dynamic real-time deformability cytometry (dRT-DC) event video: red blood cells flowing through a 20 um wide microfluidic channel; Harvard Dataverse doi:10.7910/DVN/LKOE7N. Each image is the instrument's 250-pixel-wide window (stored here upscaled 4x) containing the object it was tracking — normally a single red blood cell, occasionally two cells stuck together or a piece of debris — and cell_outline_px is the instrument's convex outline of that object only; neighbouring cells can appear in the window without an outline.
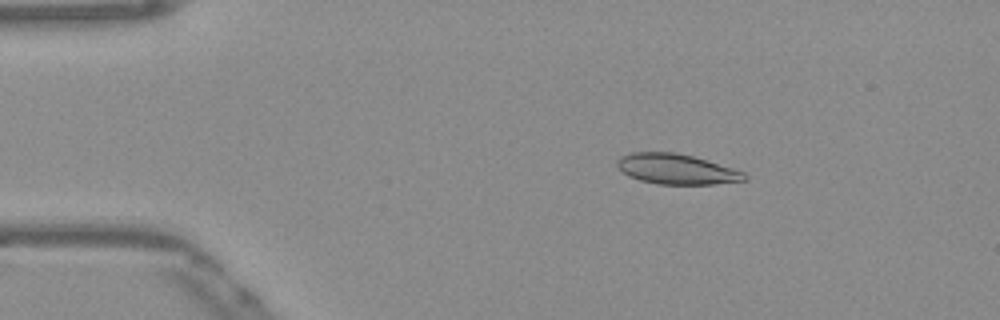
{"species": "Egyptian fruit bat (a non-hibernating species)", "species_latin": "Rousettus aegyptiacus", "temperature_condition": "warm", "stored_images_in_passage": 51, "camera_frame_rate_fps": 3000, "um_per_image_px": 0.085, "frame": {"image": 1, "passage_image": 8, "time_ms": 2.333, "image_size_px": [1000, 320], "cell_outline_px": [[748, 176], [744, 180], [712, 184], [660, 184], [640, 180], [628, 176], [616, 168], [616, 160], [620, 156], [632, 152], [672, 152], [692, 156], [732, 168], [744, 172]], "centroid_in_image_um": [57.43, 14.37], "position_along_channel_um": 27.6, "area_um2": 22.31}}
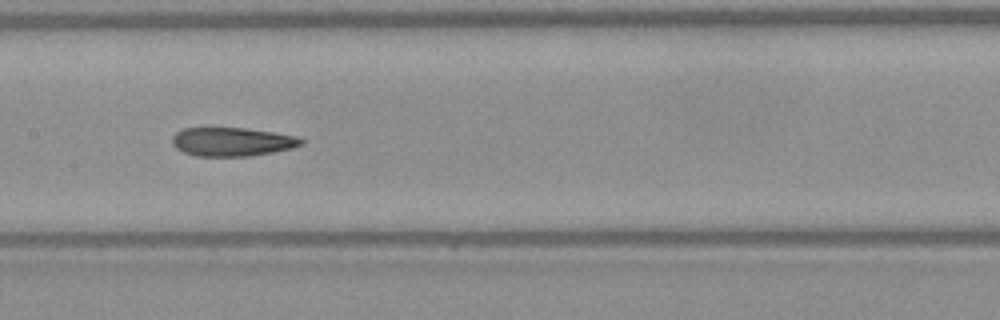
{"frame": {"image": 2, "passage_image": 25, "time_ms": 8.0, "image_size_px": [1000, 320], "cell_outline_px": [[304, 140], [300, 144], [292, 148], [272, 152], [248, 156], [196, 156], [184, 152], [176, 148], [172, 144], [172, 136], [176, 132], [184, 128], [248, 128], [296, 136]], "centroid_in_image_um": [19.69, 12.05], "position_along_channel_um": 187.7, "area_um2": 21.44}}
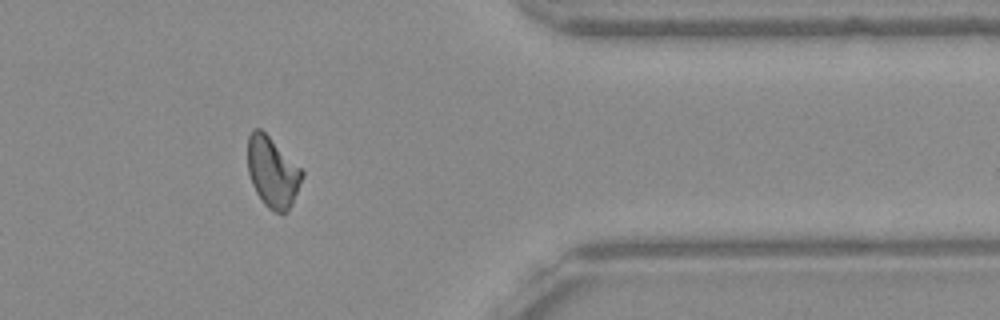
{"frame": {"image": 3, "passage_image": 42, "time_ms": 13.667, "image_size_px": [1000, 320], "cell_outline_px": [[304, 176], [292, 204], [288, 212], [276, 212], [268, 208], [264, 204], [256, 192], [252, 184], [248, 172], [248, 136], [252, 128], [260, 128], [304, 172]], "centroid_in_image_um": [23.15, 14.64], "position_along_channel_um": 388.2, "area_um2": 22.08}, "authors_computed_cell_mechanics": {"area_um2": 22.542, "velocity_mm_per_s": 3.8757, "shape_relaxation_time_tau1_ms": null, "shape_relaxation_time_tau2_ms": 5.0876, "deformation_change_tau1": null, "deformation_change_tau2": 0.12}}